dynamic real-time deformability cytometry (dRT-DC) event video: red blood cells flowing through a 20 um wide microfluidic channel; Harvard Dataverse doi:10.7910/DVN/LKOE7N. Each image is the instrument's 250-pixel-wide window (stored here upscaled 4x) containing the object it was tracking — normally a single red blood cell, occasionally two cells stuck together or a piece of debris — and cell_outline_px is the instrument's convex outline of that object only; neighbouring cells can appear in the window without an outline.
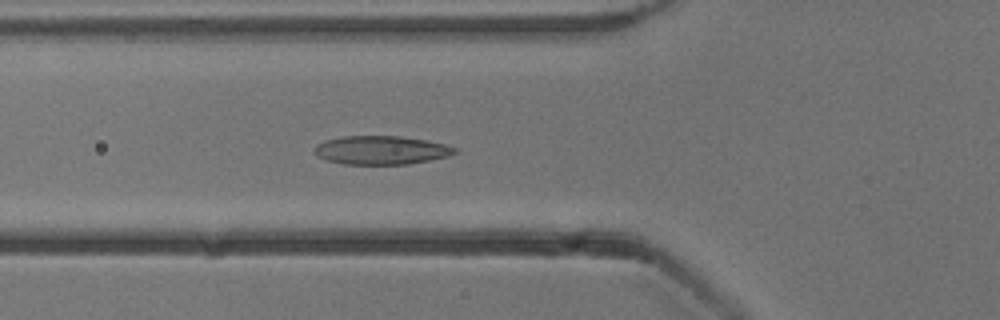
{"species": "common noctule bat (a hibernating species)", "species_latin": "Nyctalus noctula", "temperature_condition": "cold", "stored_images_in_passage": 53, "camera_frame_rate_fps": 3000, "um_per_image_px": 0.085, "animal": {"sex": "male", "body_mass_g": 13.3}, "frame": {"image": 1, "passage_image": 19, "time_ms": 6.0, "image_size_px": [1000, 320], "cell_outline_px": [[460, 148], [456, 152], [448, 156], [408, 164], [344, 164], [328, 160], [316, 156], [316, 144], [324, 140], [340, 136], [400, 136], [428, 140]], "centroid_in_image_um": [32.41, 12.75], "position_along_channel_um": 93.4, "area_um2": 23.41}}
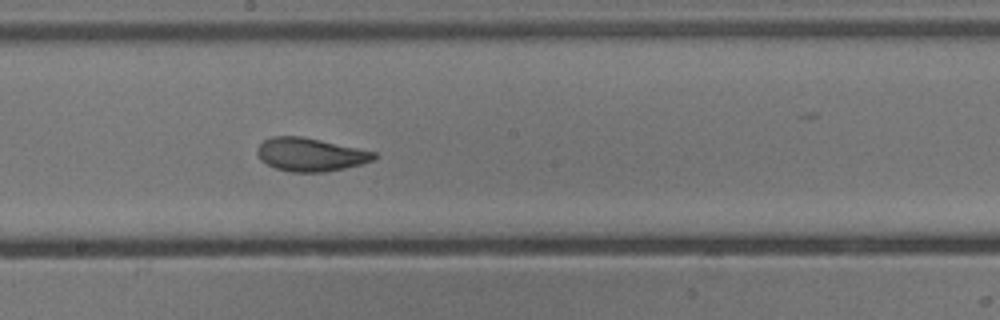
{"frame": {"image": 2, "passage_image": 29, "time_ms": 9.333, "image_size_px": [1000, 320], "cell_outline_px": [[376, 156], [372, 160], [360, 164], [344, 168], [324, 172], [292, 172], [276, 168], [260, 160], [256, 152], [260, 144], [264, 140], [272, 136], [300, 136], [320, 140], [376, 152]], "centroid_in_image_um": [26.35, 13.13], "position_along_channel_um": 221.9, "area_um2": 22.37}}
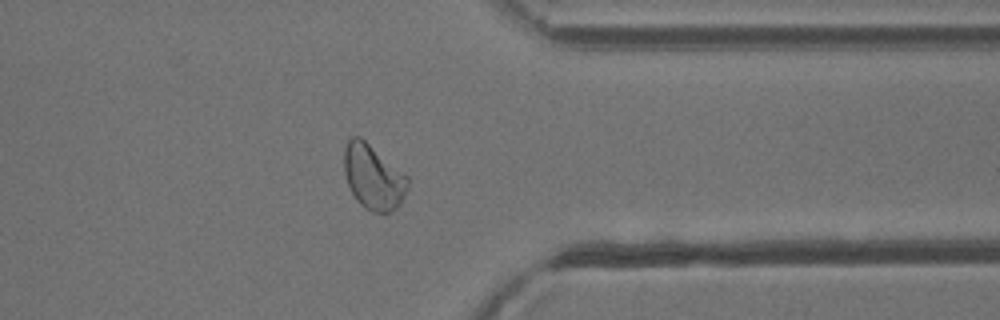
{"frame": {"image": 3, "passage_image": 42, "time_ms": 13.667, "image_size_px": [1000, 320], "cell_outline_px": [[408, 188], [400, 204], [396, 208], [388, 212], [372, 212], [364, 208], [356, 200], [348, 184], [344, 172], [344, 148], [348, 140], [352, 136], [360, 136], [408, 176]], "centroid_in_image_um": [31.72, 15.04], "position_along_channel_um": 379.7, "area_um2": 23.99}, "authors_computed_cell_mechanics": {"area_um2": 23.698, "velocity_mm_per_s": 3.8296, "shape_relaxation_time_tau1_ms": 4.0743, "shape_relaxation_time_tau2_ms": 1.0028, "deformation_change_tau1": 0.1497, "deformation_change_tau2": 0.0631}}